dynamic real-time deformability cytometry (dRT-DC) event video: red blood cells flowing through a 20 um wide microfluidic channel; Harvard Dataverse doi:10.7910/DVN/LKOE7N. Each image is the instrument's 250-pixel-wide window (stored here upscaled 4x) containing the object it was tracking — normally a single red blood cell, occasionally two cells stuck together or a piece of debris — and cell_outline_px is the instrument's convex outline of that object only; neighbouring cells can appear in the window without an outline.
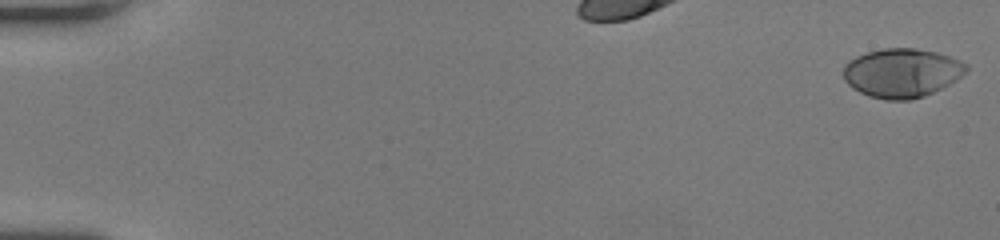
{"species": "human", "species_latin": "Homo sapiens", "temperature_condition": "room temperature", "stored_images_in_passage": 35, "camera_frame_rate_fps": 3000, "um_per_image_px": 0.085, "donor": {"sex": "female"}, "frame": {"image": 1, "passage_image": 1, "time_ms": 0.0, "image_size_px": [1000, 240], "cell_outline_px": [[968, 68], [960, 76], [948, 84], [924, 96], [908, 100], [884, 100], [868, 96], [852, 88], [844, 80], [844, 64], [848, 60], [856, 56], [868, 52], [884, 48], [916, 48], [936, 52], [960, 60], [968, 64]], "centroid_in_image_um": [76.62, 6.19], "position_along_channel_um": 8.4, "area_um2": 34.97}}
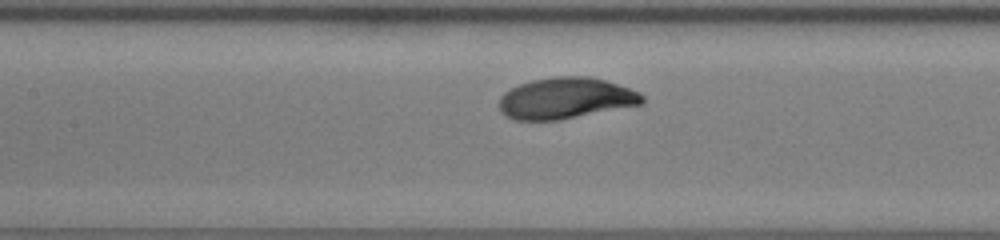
{"frame": {"image": 2, "passage_image": 17, "time_ms": 5.333, "image_size_px": [1000, 240], "cell_outline_px": [[644, 104], [560, 120], [516, 120], [504, 116], [500, 112], [500, 96], [504, 92], [520, 84], [532, 80], [556, 76], [588, 76], [604, 80], [640, 92], [644, 96]], "centroid_in_image_um": [48.09, 8.36], "position_along_channel_um": 159.3, "area_um2": 34.45}}
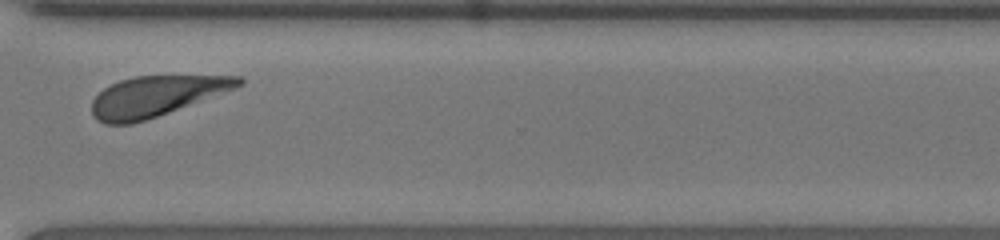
{"frame": {"image": 3, "passage_image": 32, "time_ms": 10.333, "image_size_px": [1000, 240], "cell_outline_px": [[244, 84], [236, 88], [168, 112], [132, 124], [104, 124], [96, 120], [92, 116], [92, 100], [104, 88], [120, 80], [136, 76], [244, 76]], "centroid_in_image_um": [13.25, 8.17], "position_along_channel_um": 357.3, "area_um2": 34.16}, "authors_computed_cell_mechanics": {"area_um2": 34.102, "velocity_mm_per_s": 3.9455, "shape_relaxation_time_tau1_ms": 2.1125, "shape_relaxation_time_tau2_ms": null, "deformation_change_tau1": 0.1384, "deformation_change_tau2": null}}